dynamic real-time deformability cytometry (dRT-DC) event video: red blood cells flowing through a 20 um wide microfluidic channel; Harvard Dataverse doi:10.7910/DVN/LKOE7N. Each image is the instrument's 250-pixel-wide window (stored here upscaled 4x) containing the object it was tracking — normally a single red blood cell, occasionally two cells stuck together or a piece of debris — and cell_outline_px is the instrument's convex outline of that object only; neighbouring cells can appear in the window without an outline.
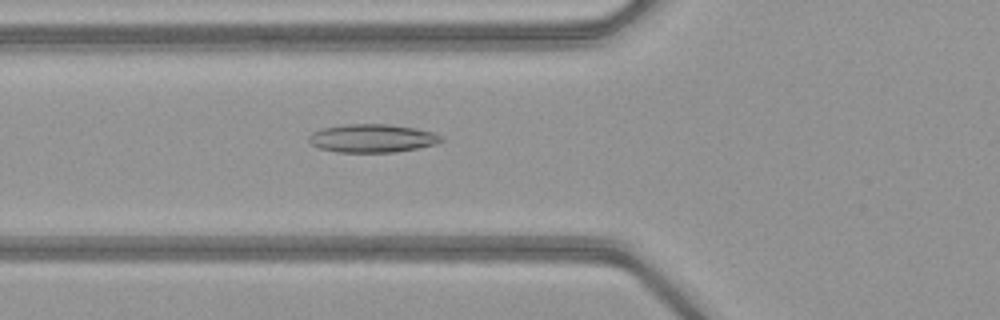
{"species": "common noctule bat (a hibernating species)", "species_latin": "Nyctalus noctula", "temperature_condition": "warm", "stored_images_in_passage": 36, "camera_frame_rate_fps": 3000, "um_per_image_px": 0.085, "animal": {"sex": "female", "body_mass_g": 21.9}, "frame": {"image": 1, "passage_image": 4, "time_ms": 1.0, "image_size_px": [1000, 320], "cell_outline_px": [[444, 140], [436, 144], [416, 148], [392, 152], [336, 152], [320, 148], [312, 144], [308, 140], [308, 136], [312, 132], [320, 128], [340, 124], [388, 124], [416, 128], [432, 132], [444, 136]], "centroid_in_image_um": [31.62, 11.74], "position_along_channel_um": 94.2, "area_um2": 21.96}}
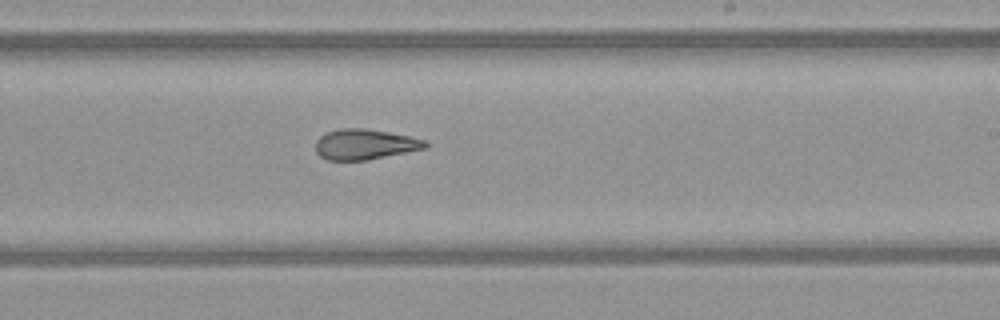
{"frame": {"image": 2, "passage_image": 16, "time_ms": 5.0, "image_size_px": [1000, 320], "cell_outline_px": [[428, 148], [368, 160], [328, 160], [320, 156], [316, 152], [316, 140], [320, 136], [328, 132], [340, 128], [364, 128], [388, 132], [408, 136], [424, 140], [428, 144]], "centroid_in_image_um": [31.01, 12.27], "position_along_channel_um": 258.0, "area_um2": 19.42}}
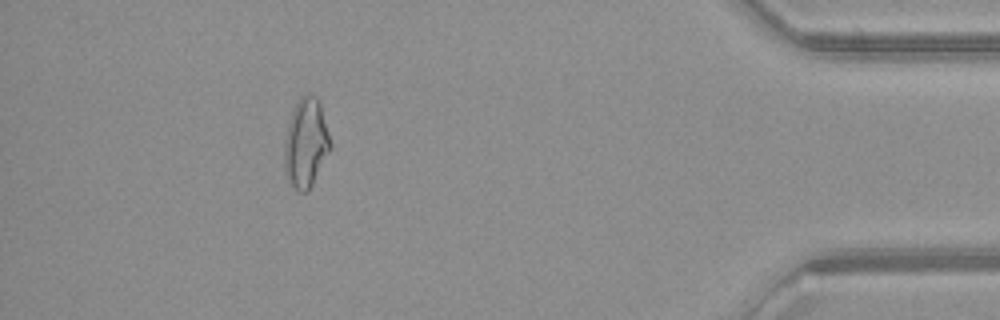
{"frame": {"image": 3, "passage_image": 31, "time_ms": 10.0, "image_size_px": [1000, 320], "cell_outline_px": [[332, 148], [308, 192], [300, 192], [288, 180], [284, 168], [284, 144], [288, 124], [292, 112], [300, 96], [304, 92], [308, 92], [316, 96], [320, 100], [332, 144]], "centroid_in_image_um": [26.02, 12.12], "position_along_channel_um": 409.2, "area_um2": 24.22}, "authors_computed_cell_mechanics": {"area_um2": 20.3167, "velocity_mm_per_s": 4.071, "shape_relaxation_time_tau1_ms": null, "shape_relaxation_time_tau2_ms": 3.3227, "deformation_change_tau1": null, "deformation_change_tau2": 0.1168}}